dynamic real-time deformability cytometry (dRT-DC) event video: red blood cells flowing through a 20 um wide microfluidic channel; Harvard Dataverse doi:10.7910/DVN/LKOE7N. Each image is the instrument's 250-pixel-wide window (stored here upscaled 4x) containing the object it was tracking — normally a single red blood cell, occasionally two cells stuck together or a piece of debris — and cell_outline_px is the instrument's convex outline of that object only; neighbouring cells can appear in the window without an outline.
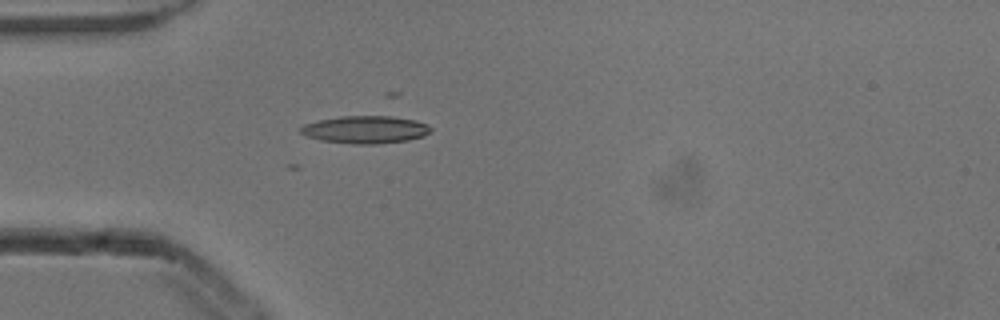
{"species": "common noctule bat (a hibernating species)", "species_latin": "Nyctalus noctula", "temperature_condition": "cold", "stored_images_in_passage": 4, "camera_frame_rate_fps": 3000, "um_per_image_px": 0.085, "animal": {"sex": "male", "body_mass_g": 13.3}, "frame": {"image": 1, "passage_image": 4, "time_ms": 1.0, "image_size_px": [1000, 320], "cell_outline_px": [[432, 128], [424, 136], [408, 140], [376, 144], [352, 144], [320, 140], [308, 136], [300, 132], [300, 128], [304, 124], [320, 120], [340, 116], [384, 112], [416, 120]], "centroid_in_image_um": [31.1, 10.96], "position_along_channel_um": 53.9, "area_um2": 21.73}}